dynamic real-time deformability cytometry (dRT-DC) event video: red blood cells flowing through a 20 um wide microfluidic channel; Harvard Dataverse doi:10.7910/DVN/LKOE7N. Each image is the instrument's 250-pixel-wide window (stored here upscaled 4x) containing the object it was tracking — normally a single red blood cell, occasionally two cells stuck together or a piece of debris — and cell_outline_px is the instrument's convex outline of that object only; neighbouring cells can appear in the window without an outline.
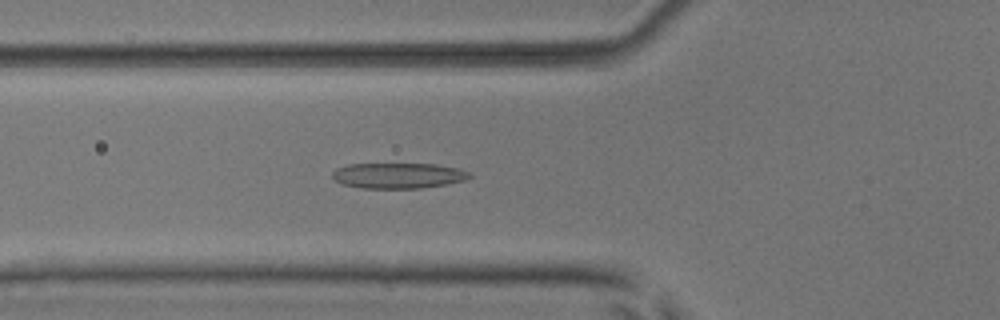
{"species": "common noctule bat (a hibernating species)", "species_latin": "Nyctalus noctula", "temperature_condition": "room temperature", "stored_images_in_passage": 51, "camera_frame_rate_fps": 3000, "um_per_image_px": 0.085, "animal": {"sex": "male", "body_mass_g": 17.9, "forearm_length_mm": 54.2}, "frame": {"image": 1, "passage_image": 19, "time_ms": 6.0, "image_size_px": [1000, 320], "cell_outline_px": [[472, 176], [464, 180], [444, 184], [420, 188], [360, 188], [344, 184], [336, 180], [332, 176], [332, 172], [336, 168], [348, 164], [436, 164], [460, 168], [472, 172]], "centroid_in_image_um": [33.87, 14.91], "position_along_channel_um": 91.9, "area_um2": 20.4}}
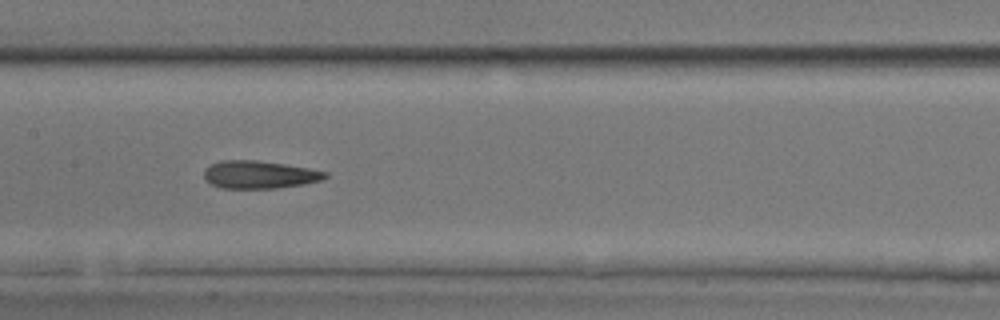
{"frame": {"image": 2, "passage_image": 26, "time_ms": 8.333, "image_size_px": [1000, 320], "cell_outline_px": [[328, 176], [320, 180], [304, 184], [276, 188], [220, 188], [204, 180], [204, 168], [220, 160], [256, 160], [284, 164], [308, 168], [328, 172]], "centroid_in_image_um": [22.01, 14.84], "position_along_channel_um": 185.4, "area_um2": 19.59}}
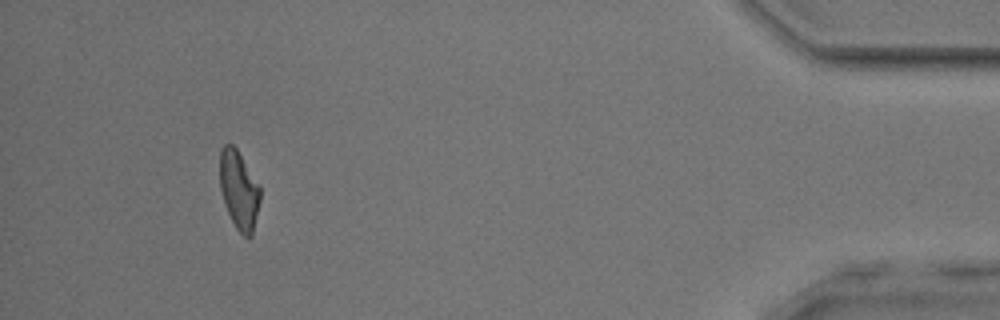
{"frame": {"image": 3, "passage_image": 48, "time_ms": 15.667, "image_size_px": [1000, 320], "cell_outline_px": [[260, 200], [252, 236], [244, 236], [236, 228], [224, 204], [220, 188], [220, 148], [224, 144], [232, 144], [236, 148], [260, 184]], "centroid_in_image_um": [20.31, 16.12], "position_along_channel_um": 414.9, "area_um2": 18.5}, "authors_computed_cell_mechanics": {"area_um2": 20.0566, "velocity_mm_per_s": 4.0062, "shape_relaxation_time_tau1_ms": null, "shape_relaxation_time_tau2_ms": 3.088, "deformation_change_tau1": null, "deformation_change_tau2": 0.1289}}